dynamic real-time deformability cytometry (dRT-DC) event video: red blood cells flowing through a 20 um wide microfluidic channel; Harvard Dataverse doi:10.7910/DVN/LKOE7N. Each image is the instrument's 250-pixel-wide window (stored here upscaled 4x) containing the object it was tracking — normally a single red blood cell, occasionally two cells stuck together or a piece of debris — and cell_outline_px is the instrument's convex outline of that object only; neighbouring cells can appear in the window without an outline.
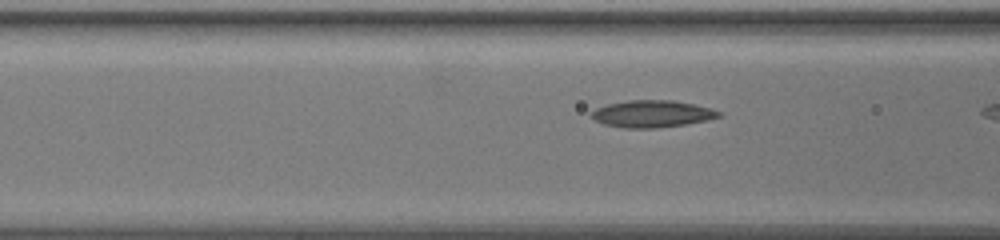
{"species": "common noctule bat (a hibernating species)", "species_latin": "Nyctalus noctula", "temperature_condition": "warm", "stored_images_in_passage": 8, "camera_frame_rate_fps": 3000, "um_per_image_px": 0.085, "animal": {"sex": "female", "body_mass_g": 19.5, "forearm_length_mm": 54.1}, "frame": {"image": 1, "passage_image": 5, "time_ms": 1.333, "image_size_px": [1000, 240], "cell_outline_px": [[720, 116], [708, 120], [684, 124], [656, 128], [624, 128], [604, 124], [588, 116], [596, 108], [608, 104], [628, 100], [672, 100], [712, 108], [720, 112]], "centroid_in_image_um": [55.4, 9.67], "position_along_channel_um": 111.2, "area_um2": 19.94}}